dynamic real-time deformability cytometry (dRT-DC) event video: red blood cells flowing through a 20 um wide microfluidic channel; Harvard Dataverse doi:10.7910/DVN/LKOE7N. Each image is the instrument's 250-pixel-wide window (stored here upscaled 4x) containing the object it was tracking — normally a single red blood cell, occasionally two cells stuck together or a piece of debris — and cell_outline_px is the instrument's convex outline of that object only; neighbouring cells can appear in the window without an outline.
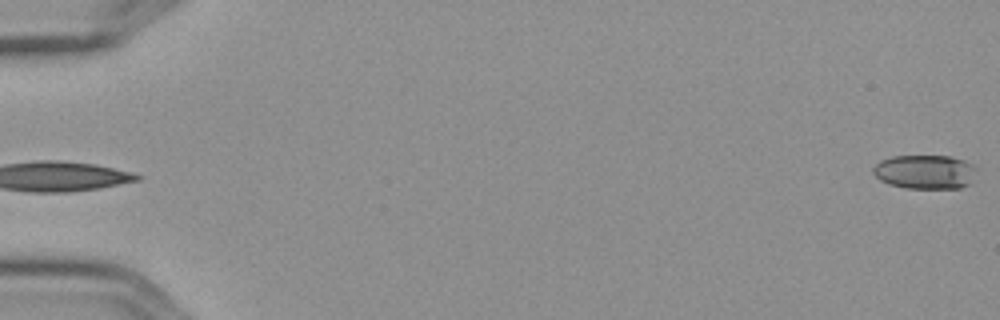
{"species": "Egyptian fruit bat (a non-hibernating species)", "species_latin": "Rousettus aegyptiacus", "temperature_condition": "cold", "stored_images_in_passage": 2, "segment_of_instrument_passage": [2, 2], "camera_frame_rate_fps": 3000, "um_per_image_px": 0.085, "frame": {"image": 1, "passage_image": 2, "time_ms": 0.333, "image_size_px": [1000, 320], "cell_outline_px": [[976, 168], [968, 184], [960, 188], [904, 188], [888, 184], [880, 180], [872, 172], [872, 168], [880, 160], [892, 156], [948, 156], [964, 160], [972, 164]], "centroid_in_image_um": [78.57, 14.6], "position_along_channel_um": 6.4, "area_um2": 20.46}}